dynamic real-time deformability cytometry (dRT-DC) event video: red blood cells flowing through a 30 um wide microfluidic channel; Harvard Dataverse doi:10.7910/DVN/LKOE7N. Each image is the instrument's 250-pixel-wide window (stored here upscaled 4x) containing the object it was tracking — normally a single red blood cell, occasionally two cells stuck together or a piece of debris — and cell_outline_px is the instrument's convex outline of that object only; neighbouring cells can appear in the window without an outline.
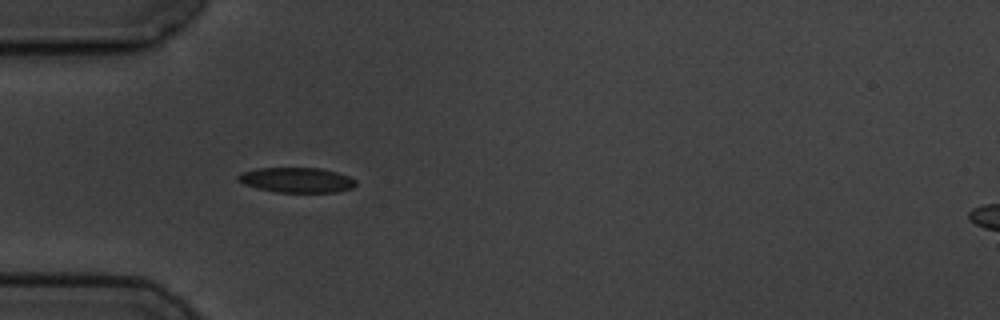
{"species": "common noctule bat (a hibernating species)", "species_latin": "Nyctalus noctula", "temperature_condition": "cold", "stored_images_in_passage": 5, "camera_frame_rate_fps": 3000, "um_per_image_px": 0.085, "animal": {"sex": "male", "body_mass_g": 19.5, "forearm_length_mm": 54.6}, "frame": {"image": 1, "passage_image": 4, "time_ms": 3.667, "image_size_px": [1000, 320], "cell_outline_px": [[356, 184], [352, 188], [336, 192], [276, 192], [244, 184], [236, 180], [236, 176], [240, 172], [256, 168], [320, 168], [336, 172], [348, 176], [356, 180]], "centroid_in_image_um": [25.19, 15.29], "position_along_channel_um": 59.8, "area_um2": 17.17}}
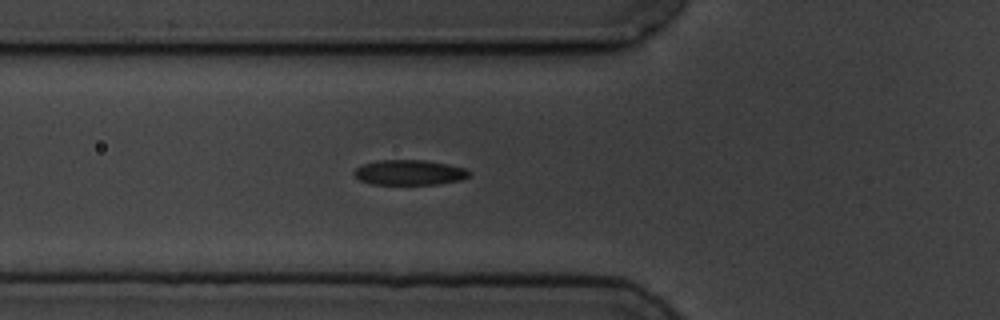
{"frame": {"image": 2, "passage_image": 5, "time_ms": 4.667, "image_size_px": [1000, 320], "cell_outline_px": [[472, 172], [468, 176], [460, 180], [440, 184], [372, 184], [360, 180], [352, 172], [356, 168], [364, 164], [376, 160], [424, 160], [448, 164], [464, 168]], "centroid_in_image_um": [34.8, 14.66], "position_along_channel_um": 91.0, "area_um2": 16.82}}